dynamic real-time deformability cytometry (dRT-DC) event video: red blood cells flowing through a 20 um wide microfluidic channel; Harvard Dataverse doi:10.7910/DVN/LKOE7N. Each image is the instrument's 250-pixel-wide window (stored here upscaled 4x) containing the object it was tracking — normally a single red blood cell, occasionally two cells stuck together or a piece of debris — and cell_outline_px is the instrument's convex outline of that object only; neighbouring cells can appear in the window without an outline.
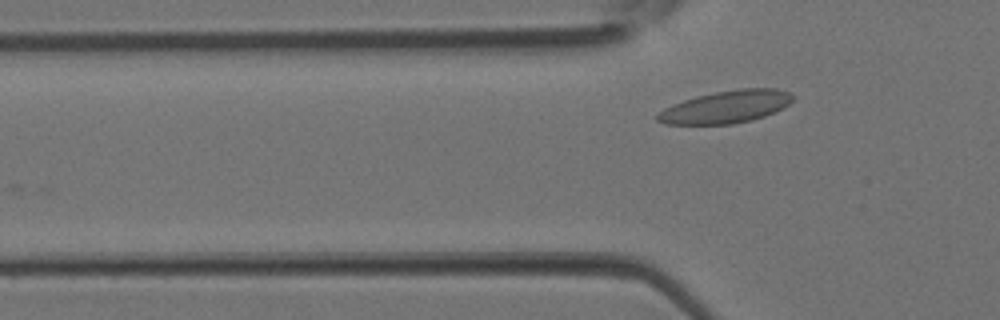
{"species": "Egyptian fruit bat (a non-hibernating species)", "species_latin": "Rousettus aegyptiacus", "temperature_condition": "room temperature", "stored_images_in_passage": 3, "camera_frame_rate_fps": 3000, "um_per_image_px": 0.085, "animal": {"sex": "female"}, "frame": {"image": 1, "passage_image": 3, "time_ms": 0.667, "image_size_px": [1000, 320], "cell_outline_px": [[792, 100], [784, 108], [764, 116], [752, 120], [732, 124], [664, 124], [656, 120], [656, 116], [664, 108], [672, 104], [684, 100], [716, 92], [740, 88], [776, 88], [788, 92], [792, 96]], "centroid_in_image_um": [61.71, 9.09], "position_along_channel_um": 64.1, "area_um2": 25.37}}